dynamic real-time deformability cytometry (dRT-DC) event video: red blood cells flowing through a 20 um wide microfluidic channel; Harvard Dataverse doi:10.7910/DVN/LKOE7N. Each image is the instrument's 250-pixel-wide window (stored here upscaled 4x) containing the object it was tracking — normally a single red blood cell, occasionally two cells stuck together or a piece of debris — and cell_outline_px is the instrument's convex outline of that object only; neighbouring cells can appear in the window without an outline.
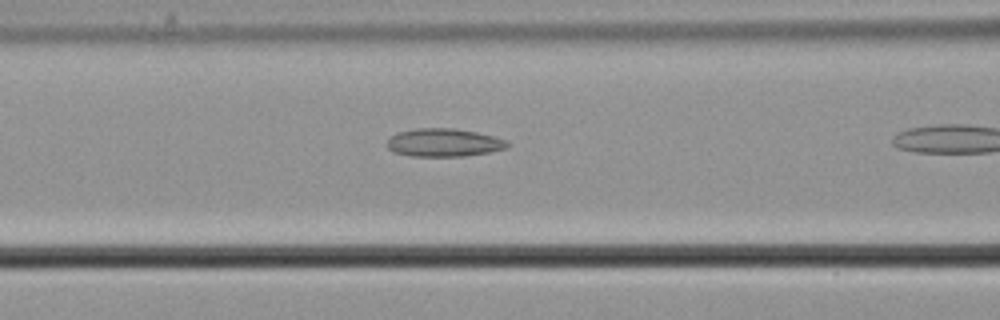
{"species": "common noctule bat (a hibernating species)", "species_latin": "Nyctalus noctula", "temperature_condition": "cold", "stored_images_in_passage": 10, "camera_frame_rate_fps": 3000, "um_per_image_px": 0.085, "animal": {"sex": "male", "body_mass_g": 21.5, "forearm_length_mm": 52.0}, "frame": {"image": 1, "passage_image": 9, "time_ms": 2.667, "image_size_px": [1000, 320], "cell_outline_px": [[508, 148], [488, 152], [464, 156], [412, 156], [392, 152], [388, 148], [388, 140], [392, 136], [400, 132], [416, 128], [452, 128], [476, 132], [508, 140]], "centroid_in_image_um": [37.73, 12.12], "position_along_channel_um": 128.9, "area_um2": 19.54}}